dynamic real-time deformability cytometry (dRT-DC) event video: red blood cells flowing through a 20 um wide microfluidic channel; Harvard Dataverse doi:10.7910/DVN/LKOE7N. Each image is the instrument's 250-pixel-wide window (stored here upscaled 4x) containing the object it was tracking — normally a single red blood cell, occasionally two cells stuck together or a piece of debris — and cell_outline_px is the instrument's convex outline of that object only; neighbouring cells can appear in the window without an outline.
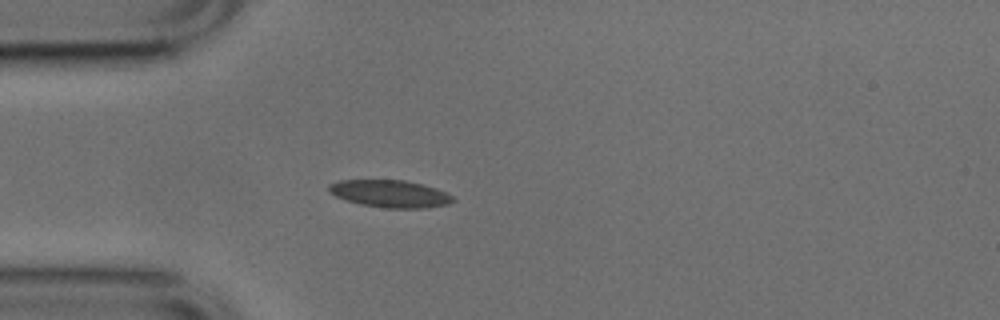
{"species": "common noctule bat (a hibernating species)", "species_latin": "Nyctalus noctula", "temperature_condition": "cold", "stored_images_in_passage": 33, "camera_frame_rate_fps": 3000, "um_per_image_px": 0.085, "animal": {"sex": "male", "body_mass_g": 17.9, "forearm_length_mm": 54.2}, "frame": {"image": 1, "passage_image": 7, "time_ms": 2.0, "image_size_px": [1000, 320], "cell_outline_px": [[456, 200], [448, 204], [428, 208], [384, 208], [360, 204], [336, 196], [328, 192], [328, 184], [340, 180], [404, 180], [436, 188], [452, 196]], "centroid_in_image_um": [33.15, 16.47], "position_along_channel_um": 51.9, "area_um2": 19.71}}
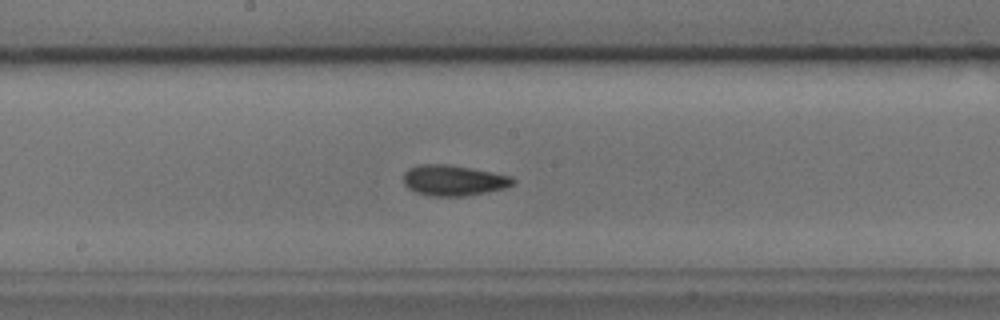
{"frame": {"image": 2, "passage_image": 20, "time_ms": 6.333, "image_size_px": [1000, 320], "cell_outline_px": [[516, 180], [512, 184], [504, 188], [488, 192], [464, 196], [428, 196], [416, 192], [408, 188], [404, 184], [404, 172], [408, 168], [420, 164], [448, 164], [492, 172], [512, 176]], "centroid_in_image_um": [38.53, 15.33], "position_along_channel_um": 209.7, "area_um2": 19.59}}
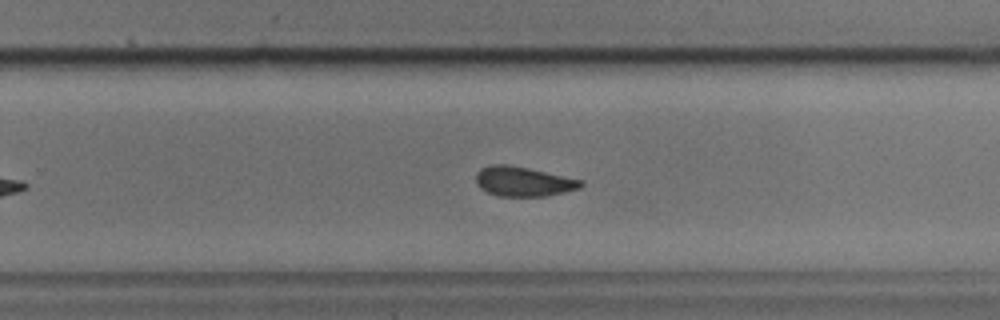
{"frame": {"image": 3, "passage_image": 26, "time_ms": 8.333, "image_size_px": [1000, 320], "cell_outline_px": [[584, 184], [580, 188], [548, 196], [496, 196], [480, 188], [476, 184], [476, 172], [480, 168], [488, 164], [508, 164], [528, 168], [584, 180]], "centroid_in_image_um": [44.46, 15.42], "position_along_channel_um": 285.3, "area_um2": 18.38}, "authors_computed_cell_mechanics": {"area_um2": 19.0162, "velocity_mm_per_s": 3.7988, "shape_relaxation_time_tau1_ms": 4.3486, "shape_relaxation_time_tau2_ms": 2.2166, "deformation_change_tau1": 0.0907, "deformation_change_tau2": 0.0721}}